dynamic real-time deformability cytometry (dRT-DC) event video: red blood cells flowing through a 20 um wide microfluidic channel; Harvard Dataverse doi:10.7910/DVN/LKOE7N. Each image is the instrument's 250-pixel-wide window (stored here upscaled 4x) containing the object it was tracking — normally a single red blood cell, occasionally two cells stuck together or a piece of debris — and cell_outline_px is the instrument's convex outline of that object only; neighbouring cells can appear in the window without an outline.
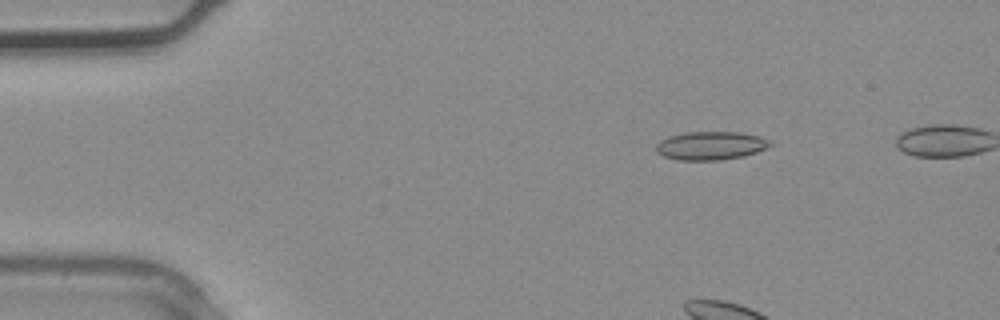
{"species": "common noctule bat (a hibernating species)", "species_latin": "Nyctalus noctula", "temperature_condition": "warm", "stored_images_in_passage": 4, "camera_frame_rate_fps": 3000, "um_per_image_px": 0.085, "animal": {"sex": "male", "body_mass_g": 20.4}, "frame": {"image": 1, "passage_image": 1, "time_ms": 0.0, "image_size_px": [1000, 320], "cell_outline_px": [[772, 144], [756, 152], [744, 156], [720, 160], [680, 160], [664, 156], [656, 152], [656, 144], [660, 140], [668, 136], [684, 132], [740, 132], [760, 136], [768, 140]], "centroid_in_image_um": [60.37, 12.37], "position_along_channel_um": 24.6, "area_um2": 18.84}}